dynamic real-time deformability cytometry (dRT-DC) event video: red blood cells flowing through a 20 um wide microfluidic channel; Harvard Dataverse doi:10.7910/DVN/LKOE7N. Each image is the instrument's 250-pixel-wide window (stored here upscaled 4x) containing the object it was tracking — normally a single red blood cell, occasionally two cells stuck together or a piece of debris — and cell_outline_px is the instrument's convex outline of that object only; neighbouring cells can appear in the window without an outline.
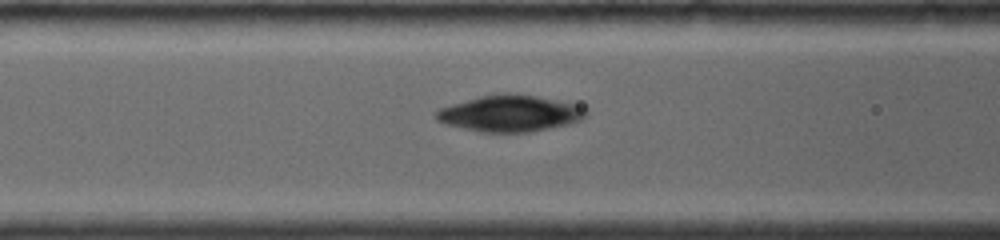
{"species": "common noctule bat (a hibernating species)", "species_latin": "Nyctalus noctula", "temperature_condition": "room temperature", "stored_images_in_passage": 6, "camera_frame_rate_fps": 4000, "um_per_image_px": 0.085, "animal": {"sex": "female", "body_mass_g": 19.0, "forearm_length_mm": 56.7}, "frame": {"image": 1, "passage_image": 6, "time_ms": 4.5, "image_size_px": [1000, 240], "cell_outline_px": [[588, 116], [580, 120], [568, 124], [532, 132], [480, 132], [448, 124], [436, 120], [436, 112], [440, 108], [452, 104], [480, 96], [508, 92], [536, 96], [576, 104], [588, 108]], "centroid_in_image_um": [43.41, 9.64], "position_along_channel_um": 123.2, "area_um2": 31.73}}